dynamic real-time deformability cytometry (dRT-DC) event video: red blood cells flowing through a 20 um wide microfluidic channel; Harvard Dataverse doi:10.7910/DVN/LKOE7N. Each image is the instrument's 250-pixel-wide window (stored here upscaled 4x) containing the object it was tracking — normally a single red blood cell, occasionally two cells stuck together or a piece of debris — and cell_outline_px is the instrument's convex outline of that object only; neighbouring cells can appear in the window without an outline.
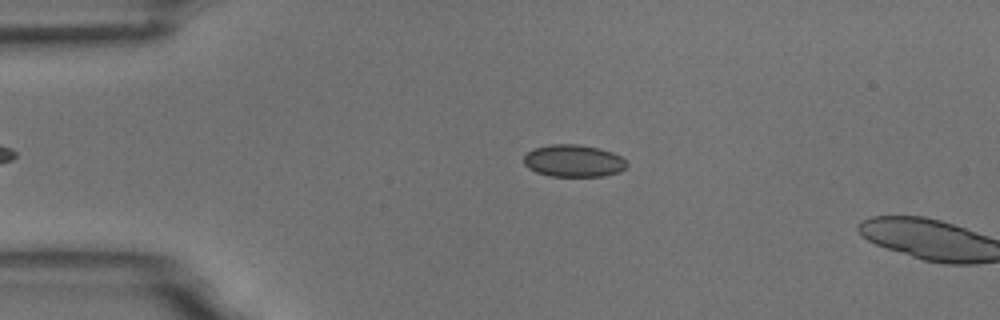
{"species": "common noctule bat (a hibernating species)", "species_latin": "Nyctalus noctula", "temperature_condition": "room temperature", "stored_images_in_passage": 8, "camera_frame_rate_fps": 3000, "um_per_image_px": 0.085, "animal": {"sex": "male", "body_mass_g": 18.8}, "frame": {"image": 1, "passage_image": 6, "time_ms": 1.667, "image_size_px": [1000, 320], "cell_outline_px": [[628, 164], [620, 172], [604, 176], [548, 176], [536, 172], [528, 168], [524, 164], [524, 156], [532, 148], [552, 144], [576, 144], [600, 148], [612, 152], [620, 156]], "centroid_in_image_um": [48.73, 13.67], "position_along_channel_um": 36.3, "area_um2": 19.42}}